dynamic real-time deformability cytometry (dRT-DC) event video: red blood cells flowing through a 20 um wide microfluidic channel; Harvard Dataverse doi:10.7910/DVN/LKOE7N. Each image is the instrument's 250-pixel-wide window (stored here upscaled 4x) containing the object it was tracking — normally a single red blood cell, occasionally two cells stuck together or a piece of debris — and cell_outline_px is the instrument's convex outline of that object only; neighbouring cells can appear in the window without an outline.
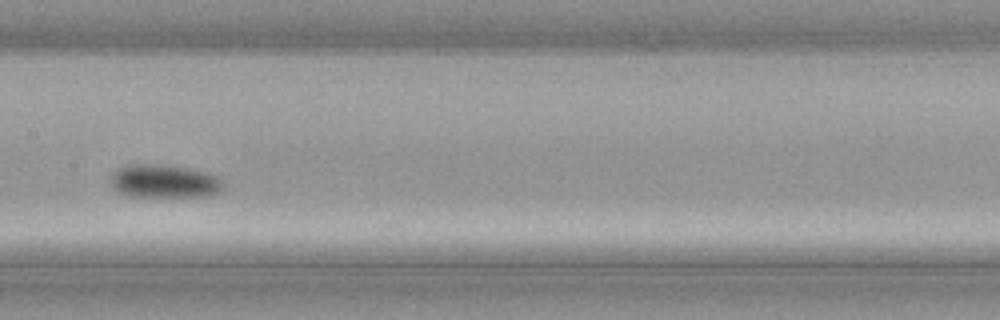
{"species": "common noctule bat (a hibernating species)", "species_latin": "Nyctalus noctula", "temperature_condition": "cold", "stored_images_in_passage": 43, "camera_frame_rate_fps": 3000, "um_per_image_px": 0.085, "animal": {"sex": "male", "body_mass_g": 21.5, "forearm_length_mm": 52.0}, "frame": {"image": 1, "passage_image": 19, "time_ms": 6.0, "image_size_px": [1000, 320], "cell_outline_px": [[224, 188], [220, 192], [212, 196], [128, 196], [112, 188], [112, 172], [120, 168], [132, 164], [156, 164], [188, 168], [208, 172], [216, 176], [224, 184]], "centroid_in_image_um": [14.0, 15.41], "position_along_channel_um": 193.4, "area_um2": 21.79}}
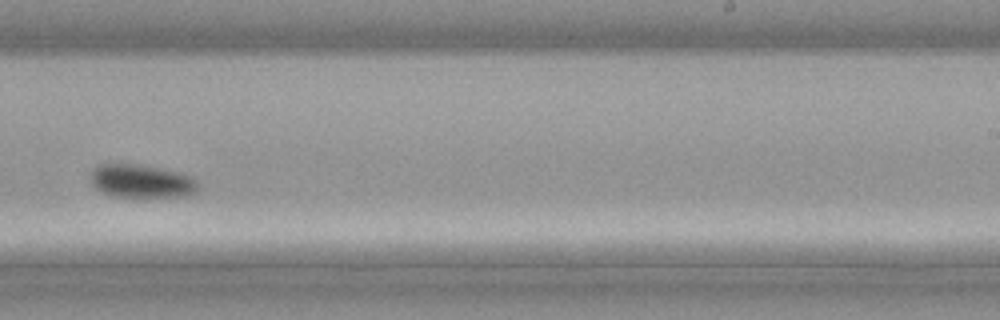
{"frame": {"image": 2, "passage_image": 25, "time_ms": 8.0, "image_size_px": [1000, 320], "cell_outline_px": [[200, 188], [196, 192], [188, 196], [112, 196], [100, 192], [92, 184], [88, 176], [92, 168], [100, 164], [132, 164], [180, 172], [192, 176], [200, 184]], "centroid_in_image_um": [12.02, 15.4], "position_along_channel_um": 277.0, "area_um2": 20.98}}
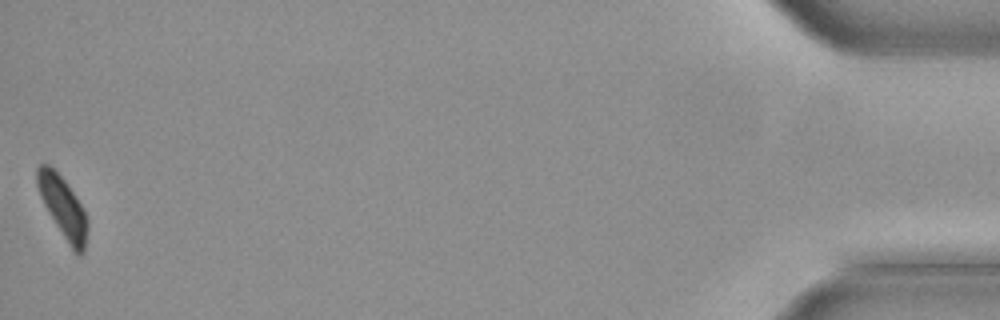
{"frame": {"image": 3, "passage_image": 43, "time_ms": 14.0, "image_size_px": [1000, 320], "cell_outline_px": [[88, 228], [84, 252], [80, 256], [76, 256], [72, 252], [48, 212], [40, 196], [36, 184], [36, 168], [40, 164], [48, 164], [64, 180], [80, 204], [88, 220]], "centroid_in_image_um": [5.35, 17.69], "position_along_channel_um": 429.9, "area_um2": 17.92}}